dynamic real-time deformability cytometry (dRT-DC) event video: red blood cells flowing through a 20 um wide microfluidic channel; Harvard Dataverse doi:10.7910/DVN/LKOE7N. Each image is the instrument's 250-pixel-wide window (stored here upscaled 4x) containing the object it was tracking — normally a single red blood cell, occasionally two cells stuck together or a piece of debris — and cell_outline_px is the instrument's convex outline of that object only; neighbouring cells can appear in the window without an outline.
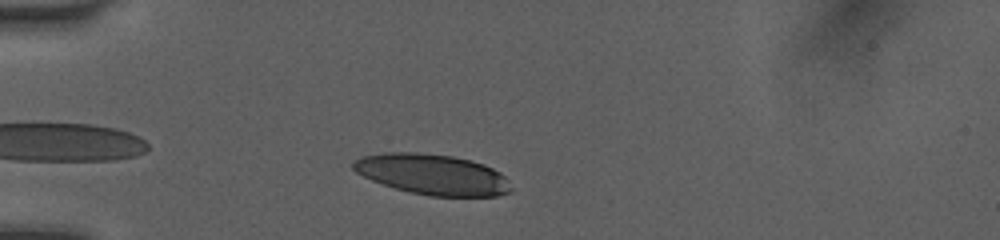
{"species": "human", "species_latin": "Homo sapiens", "temperature_condition": "room temperature", "stored_images_in_passage": 36, "camera_frame_rate_fps": 3000, "um_per_image_px": 0.085, "donor": {"sex": "female"}, "frame": {"image": 1, "passage_image": 4, "time_ms": 1.0, "image_size_px": [1000, 240], "cell_outline_px": [[512, 192], [496, 196], [428, 196], [396, 188], [372, 180], [356, 172], [352, 168], [352, 164], [356, 160], [364, 156], [384, 152], [416, 152], [452, 156], [472, 160], [484, 164], [500, 172], [508, 180], [512, 188]], "centroid_in_image_um": [36.8, 14.82], "position_along_channel_um": 48.2, "area_um2": 37.22}}
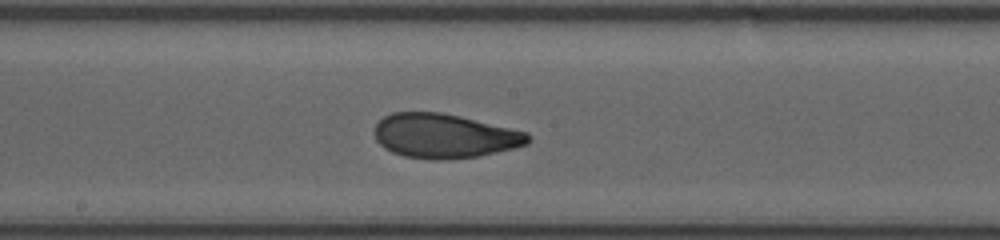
{"frame": {"image": 2, "passage_image": 18, "time_ms": 5.667, "image_size_px": [1000, 240], "cell_outline_px": [[532, 140], [528, 144], [480, 156], [440, 160], [432, 160], [404, 156], [392, 152], [384, 148], [376, 140], [376, 124], [384, 116], [392, 112], [440, 112], [460, 116], [528, 132], [532, 136]], "centroid_in_image_um": [37.8, 11.55], "position_along_channel_um": 210.4, "area_um2": 39.71}}
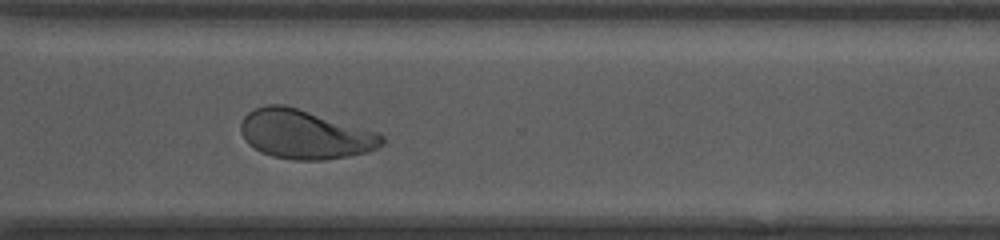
{"frame": {"image": 3, "passage_image": 28, "time_ms": 9.0, "image_size_px": [1000, 240], "cell_outline_px": [[384, 144], [368, 152], [348, 156], [324, 160], [292, 160], [272, 156], [260, 152], [248, 144], [244, 140], [240, 132], [240, 124], [244, 116], [248, 112], [256, 108], [268, 104], [284, 104], [380, 132], [384, 136]], "centroid_in_image_um": [25.91, 11.42], "position_along_channel_um": 344.7, "area_um2": 40.75}, "authors_computed_cell_mechanics": {"area_um2": 39.7086, "velocity_mm_per_s": 4.0433, "shape_relaxation_time_tau1_ms": 4.2513, "shape_relaxation_time_tau2_ms": 1.056, "deformation_change_tau1": 0.1687, "deformation_change_tau2": 0.0734}}